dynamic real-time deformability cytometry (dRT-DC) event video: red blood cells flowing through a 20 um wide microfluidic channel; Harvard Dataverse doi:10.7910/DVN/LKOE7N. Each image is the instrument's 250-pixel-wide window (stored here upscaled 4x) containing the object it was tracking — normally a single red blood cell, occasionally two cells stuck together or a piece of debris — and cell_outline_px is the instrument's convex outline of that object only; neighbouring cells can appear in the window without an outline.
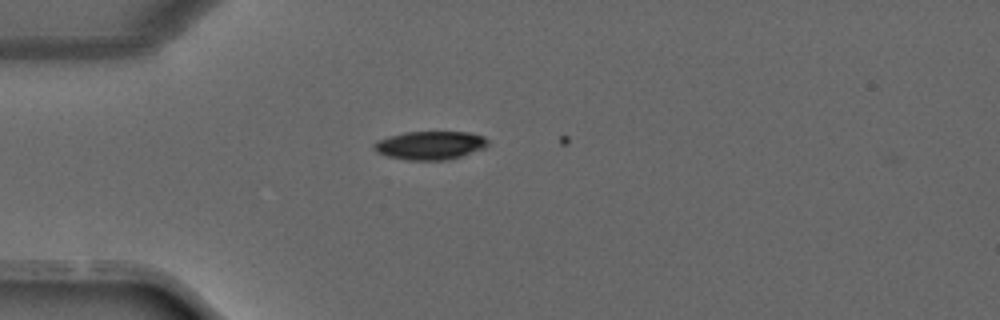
{"species": "common noctule bat (a hibernating species)", "species_latin": "Nyctalus noctula", "temperature_condition": "warm", "stored_images_in_passage": 7, "camera_frame_rate_fps": 3000, "um_per_image_px": 0.085, "animal": {"sex": "male", "forearm_length_mm": 52.5}, "frame": {"image": 1, "passage_image": 6, "time_ms": 1.667, "image_size_px": [1000, 320], "cell_outline_px": [[488, 144], [484, 148], [460, 156], [444, 160], [408, 160], [388, 156], [376, 152], [372, 148], [372, 144], [380, 140], [404, 132], [468, 132], [484, 136], [488, 140]], "centroid_in_image_um": [36.56, 12.35], "position_along_channel_um": 48.4, "area_um2": 18.67}}